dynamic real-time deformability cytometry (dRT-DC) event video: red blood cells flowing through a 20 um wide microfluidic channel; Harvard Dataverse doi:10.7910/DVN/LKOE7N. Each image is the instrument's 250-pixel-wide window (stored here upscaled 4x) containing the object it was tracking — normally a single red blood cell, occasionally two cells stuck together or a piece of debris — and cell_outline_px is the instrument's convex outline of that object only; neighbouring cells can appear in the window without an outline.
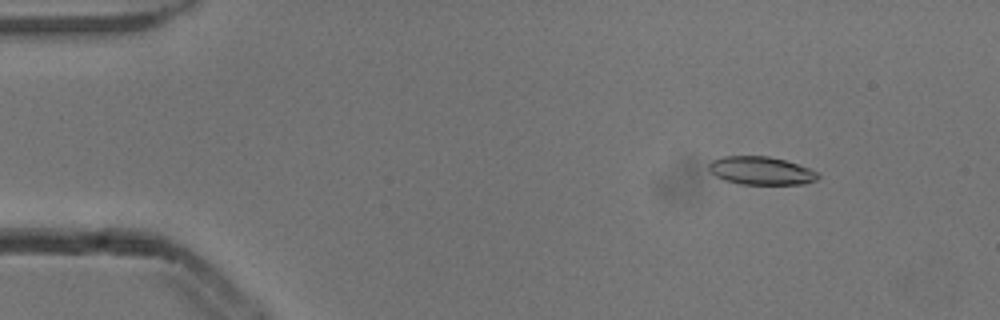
{"species": "common noctule bat (a hibernating species)", "species_latin": "Nyctalus noctula", "temperature_condition": "cold", "stored_images_in_passage": 5, "camera_frame_rate_fps": 3000, "um_per_image_px": 0.085, "animal": {"sex": "male", "body_mass_g": 13.3}, "frame": {"image": 1, "passage_image": 2, "time_ms": 0.333, "image_size_px": [1000, 320], "cell_outline_px": [[820, 176], [816, 180], [804, 184], [740, 184], [724, 180], [716, 176], [708, 168], [708, 164], [712, 160], [724, 156], [768, 156], [784, 160], [808, 168], [816, 172]], "centroid_in_image_um": [64.66, 14.51], "position_along_channel_um": 20.3, "area_um2": 17.74}}